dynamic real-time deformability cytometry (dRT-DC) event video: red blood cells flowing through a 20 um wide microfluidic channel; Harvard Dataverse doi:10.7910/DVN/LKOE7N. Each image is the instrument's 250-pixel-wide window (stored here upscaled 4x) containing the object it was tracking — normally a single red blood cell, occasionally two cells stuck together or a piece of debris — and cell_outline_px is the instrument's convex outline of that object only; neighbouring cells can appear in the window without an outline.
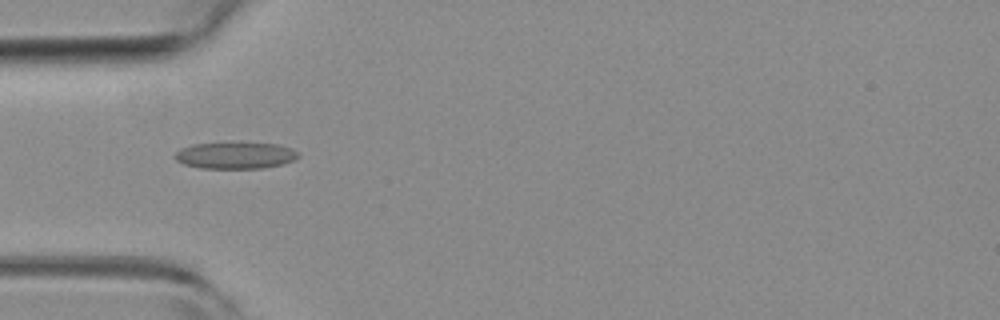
{"species": "common noctule bat (a hibernating species)", "species_latin": "Nyctalus noctula", "temperature_condition": "room temperature", "stored_images_in_passage": 7, "camera_frame_rate_fps": 3000, "um_per_image_px": 0.085, "animal": {"sex": "female", "body_mass_g": 19.3, "forearm_length_mm": 54.1}, "frame": {"image": 1, "passage_image": 5, "time_ms": 1.333, "image_size_px": [1000, 320], "cell_outline_px": [[300, 156], [284, 164], [260, 168], [200, 168], [184, 164], [176, 160], [172, 156], [180, 148], [192, 144], [280, 144], [292, 148]], "centroid_in_image_um": [19.98, 13.23], "position_along_channel_um": 65.0, "area_um2": 18.79}}
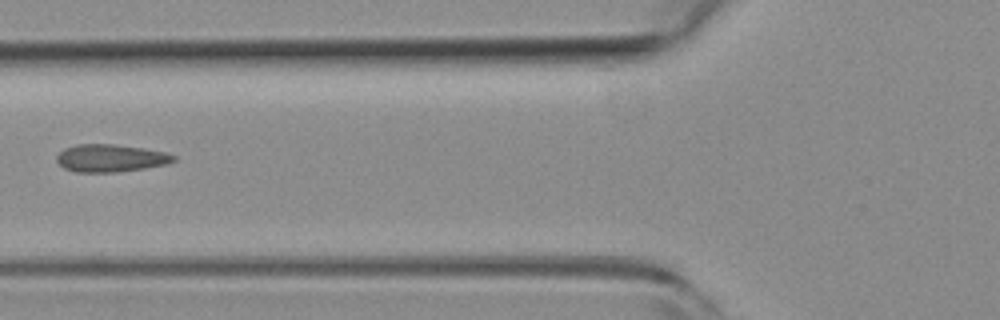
{"frame": {"image": 2, "passage_image": 6, "time_ms": 1.667, "image_size_px": [1000, 320], "cell_outline_px": [[176, 160], [168, 164], [144, 168], [116, 172], [76, 172], [64, 168], [56, 160], [56, 156], [64, 148], [76, 144], [112, 144], [144, 148], [164, 152], [176, 156]], "centroid_in_image_um": [9.39, 13.44], "position_along_channel_um": 116.4, "area_um2": 18.79}}
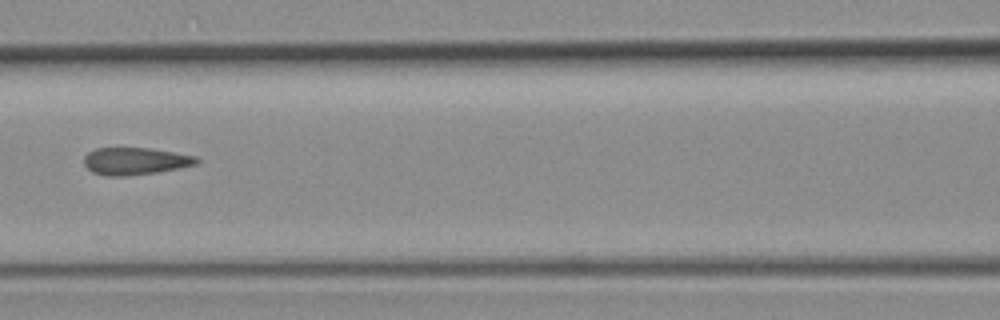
{"frame": {"image": 3, "passage_image": 7, "time_ms": 2.0, "image_size_px": [1000, 320], "cell_outline_px": [[200, 160], [196, 164], [180, 168], [156, 172], [128, 176], [104, 176], [92, 172], [84, 164], [84, 156], [88, 152], [96, 148], [152, 148], [196, 156]], "centroid_in_image_um": [11.48, 13.69], "position_along_channel_um": 155.1, "area_um2": 17.98}}